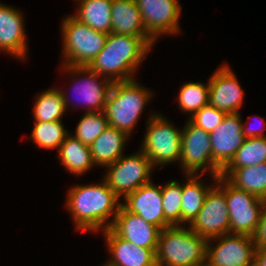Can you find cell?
Wrapping results in <instances>:
<instances>
[{
    "instance_id": "obj_1",
    "label": "cell",
    "mask_w": 266,
    "mask_h": 266,
    "mask_svg": "<svg viewBox=\"0 0 266 266\" xmlns=\"http://www.w3.org/2000/svg\"><path fill=\"white\" fill-rule=\"evenodd\" d=\"M121 199L102 178L98 183L74 184L67 190L65 210L74 229L99 234L110 228L121 206Z\"/></svg>"
},
{
    "instance_id": "obj_2",
    "label": "cell",
    "mask_w": 266,
    "mask_h": 266,
    "mask_svg": "<svg viewBox=\"0 0 266 266\" xmlns=\"http://www.w3.org/2000/svg\"><path fill=\"white\" fill-rule=\"evenodd\" d=\"M157 43L152 37L109 33L103 49L88 67L112 83L136 79L135 74Z\"/></svg>"
},
{
    "instance_id": "obj_3",
    "label": "cell",
    "mask_w": 266,
    "mask_h": 266,
    "mask_svg": "<svg viewBox=\"0 0 266 266\" xmlns=\"http://www.w3.org/2000/svg\"><path fill=\"white\" fill-rule=\"evenodd\" d=\"M150 89L140 83L138 78L113 82L103 111L109 126L132 137L138 120L154 97Z\"/></svg>"
},
{
    "instance_id": "obj_4",
    "label": "cell",
    "mask_w": 266,
    "mask_h": 266,
    "mask_svg": "<svg viewBox=\"0 0 266 266\" xmlns=\"http://www.w3.org/2000/svg\"><path fill=\"white\" fill-rule=\"evenodd\" d=\"M59 66L58 71L69 76L67 79H70V84H67L69 86L67 90L59 86L64 98L66 111L69 112L70 108L72 113L74 110L77 111V109L85 110L84 112L104 111L113 83L87 66ZM71 93L72 98L70 97ZM73 94L76 97L72 101Z\"/></svg>"
},
{
    "instance_id": "obj_5",
    "label": "cell",
    "mask_w": 266,
    "mask_h": 266,
    "mask_svg": "<svg viewBox=\"0 0 266 266\" xmlns=\"http://www.w3.org/2000/svg\"><path fill=\"white\" fill-rule=\"evenodd\" d=\"M207 240L188 226L161 230L156 250L157 266H195L206 261Z\"/></svg>"
},
{
    "instance_id": "obj_6",
    "label": "cell",
    "mask_w": 266,
    "mask_h": 266,
    "mask_svg": "<svg viewBox=\"0 0 266 266\" xmlns=\"http://www.w3.org/2000/svg\"><path fill=\"white\" fill-rule=\"evenodd\" d=\"M140 150L157 169L170 164H178L181 153L182 127L176 126L161 112L150 110ZM150 114V115H149Z\"/></svg>"
},
{
    "instance_id": "obj_7",
    "label": "cell",
    "mask_w": 266,
    "mask_h": 266,
    "mask_svg": "<svg viewBox=\"0 0 266 266\" xmlns=\"http://www.w3.org/2000/svg\"><path fill=\"white\" fill-rule=\"evenodd\" d=\"M60 24L61 63L68 66H89L103 49L108 34L92 29L71 14L62 17Z\"/></svg>"
},
{
    "instance_id": "obj_8",
    "label": "cell",
    "mask_w": 266,
    "mask_h": 266,
    "mask_svg": "<svg viewBox=\"0 0 266 266\" xmlns=\"http://www.w3.org/2000/svg\"><path fill=\"white\" fill-rule=\"evenodd\" d=\"M182 126L181 153L178 163L183 175L221 176L222 169L214 162L210 135L186 119Z\"/></svg>"
},
{
    "instance_id": "obj_9",
    "label": "cell",
    "mask_w": 266,
    "mask_h": 266,
    "mask_svg": "<svg viewBox=\"0 0 266 266\" xmlns=\"http://www.w3.org/2000/svg\"><path fill=\"white\" fill-rule=\"evenodd\" d=\"M104 169L105 174L102 178L121 200L143 184L150 182L156 170L140 149L128 155L124 154Z\"/></svg>"
},
{
    "instance_id": "obj_10",
    "label": "cell",
    "mask_w": 266,
    "mask_h": 266,
    "mask_svg": "<svg viewBox=\"0 0 266 266\" xmlns=\"http://www.w3.org/2000/svg\"><path fill=\"white\" fill-rule=\"evenodd\" d=\"M188 227L206 240L230 233L224 177L217 178L216 184L209 190L200 212Z\"/></svg>"
},
{
    "instance_id": "obj_11",
    "label": "cell",
    "mask_w": 266,
    "mask_h": 266,
    "mask_svg": "<svg viewBox=\"0 0 266 266\" xmlns=\"http://www.w3.org/2000/svg\"><path fill=\"white\" fill-rule=\"evenodd\" d=\"M255 251L253 236L224 234L207 240L206 261L212 266H253Z\"/></svg>"
},
{
    "instance_id": "obj_12",
    "label": "cell",
    "mask_w": 266,
    "mask_h": 266,
    "mask_svg": "<svg viewBox=\"0 0 266 266\" xmlns=\"http://www.w3.org/2000/svg\"><path fill=\"white\" fill-rule=\"evenodd\" d=\"M146 32L156 41L161 36L173 37L181 33L180 0H135ZM177 34V35H176Z\"/></svg>"
},
{
    "instance_id": "obj_13",
    "label": "cell",
    "mask_w": 266,
    "mask_h": 266,
    "mask_svg": "<svg viewBox=\"0 0 266 266\" xmlns=\"http://www.w3.org/2000/svg\"><path fill=\"white\" fill-rule=\"evenodd\" d=\"M225 198L230 217V234L253 236L261 218L263 199L234 187L226 179Z\"/></svg>"
},
{
    "instance_id": "obj_14",
    "label": "cell",
    "mask_w": 266,
    "mask_h": 266,
    "mask_svg": "<svg viewBox=\"0 0 266 266\" xmlns=\"http://www.w3.org/2000/svg\"><path fill=\"white\" fill-rule=\"evenodd\" d=\"M209 105L228 113H240L244 89L229 64L221 63L209 76Z\"/></svg>"
},
{
    "instance_id": "obj_15",
    "label": "cell",
    "mask_w": 266,
    "mask_h": 266,
    "mask_svg": "<svg viewBox=\"0 0 266 266\" xmlns=\"http://www.w3.org/2000/svg\"><path fill=\"white\" fill-rule=\"evenodd\" d=\"M24 16L23 10L0 1V53L23 63L30 53Z\"/></svg>"
},
{
    "instance_id": "obj_16",
    "label": "cell",
    "mask_w": 266,
    "mask_h": 266,
    "mask_svg": "<svg viewBox=\"0 0 266 266\" xmlns=\"http://www.w3.org/2000/svg\"><path fill=\"white\" fill-rule=\"evenodd\" d=\"M242 119L241 112L228 113L209 133L213 160L222 170L230 163L246 139Z\"/></svg>"
},
{
    "instance_id": "obj_17",
    "label": "cell",
    "mask_w": 266,
    "mask_h": 266,
    "mask_svg": "<svg viewBox=\"0 0 266 266\" xmlns=\"http://www.w3.org/2000/svg\"><path fill=\"white\" fill-rule=\"evenodd\" d=\"M121 205L130 213L140 216L161 230L172 226L164 218L161 184H155L153 179L128 194L122 200Z\"/></svg>"
},
{
    "instance_id": "obj_18",
    "label": "cell",
    "mask_w": 266,
    "mask_h": 266,
    "mask_svg": "<svg viewBox=\"0 0 266 266\" xmlns=\"http://www.w3.org/2000/svg\"><path fill=\"white\" fill-rule=\"evenodd\" d=\"M109 257L107 266H157V248H143L117 236L110 228L101 231Z\"/></svg>"
},
{
    "instance_id": "obj_19",
    "label": "cell",
    "mask_w": 266,
    "mask_h": 266,
    "mask_svg": "<svg viewBox=\"0 0 266 266\" xmlns=\"http://www.w3.org/2000/svg\"><path fill=\"white\" fill-rule=\"evenodd\" d=\"M110 229L119 237L143 248H157L161 229L140 216L130 213L122 205Z\"/></svg>"
},
{
    "instance_id": "obj_20",
    "label": "cell",
    "mask_w": 266,
    "mask_h": 266,
    "mask_svg": "<svg viewBox=\"0 0 266 266\" xmlns=\"http://www.w3.org/2000/svg\"><path fill=\"white\" fill-rule=\"evenodd\" d=\"M203 175L185 174L182 183L181 225L189 226L200 212L209 190L216 184L217 178L210 175L206 182ZM213 181V182H212Z\"/></svg>"
},
{
    "instance_id": "obj_21",
    "label": "cell",
    "mask_w": 266,
    "mask_h": 266,
    "mask_svg": "<svg viewBox=\"0 0 266 266\" xmlns=\"http://www.w3.org/2000/svg\"><path fill=\"white\" fill-rule=\"evenodd\" d=\"M129 140L126 133L109 126L90 145L94 165L102 169L117 161L124 155Z\"/></svg>"
},
{
    "instance_id": "obj_22",
    "label": "cell",
    "mask_w": 266,
    "mask_h": 266,
    "mask_svg": "<svg viewBox=\"0 0 266 266\" xmlns=\"http://www.w3.org/2000/svg\"><path fill=\"white\" fill-rule=\"evenodd\" d=\"M56 155L63 169L74 177H81L95 168L90 146L83 144L70 133L60 145Z\"/></svg>"
},
{
    "instance_id": "obj_23",
    "label": "cell",
    "mask_w": 266,
    "mask_h": 266,
    "mask_svg": "<svg viewBox=\"0 0 266 266\" xmlns=\"http://www.w3.org/2000/svg\"><path fill=\"white\" fill-rule=\"evenodd\" d=\"M112 33L134 37H151L145 30L135 0H112Z\"/></svg>"
},
{
    "instance_id": "obj_24",
    "label": "cell",
    "mask_w": 266,
    "mask_h": 266,
    "mask_svg": "<svg viewBox=\"0 0 266 266\" xmlns=\"http://www.w3.org/2000/svg\"><path fill=\"white\" fill-rule=\"evenodd\" d=\"M221 176L234 187L266 199V162L241 168H224Z\"/></svg>"
},
{
    "instance_id": "obj_25",
    "label": "cell",
    "mask_w": 266,
    "mask_h": 266,
    "mask_svg": "<svg viewBox=\"0 0 266 266\" xmlns=\"http://www.w3.org/2000/svg\"><path fill=\"white\" fill-rule=\"evenodd\" d=\"M76 12L71 14L92 29L106 34L112 33V0H74Z\"/></svg>"
},
{
    "instance_id": "obj_26",
    "label": "cell",
    "mask_w": 266,
    "mask_h": 266,
    "mask_svg": "<svg viewBox=\"0 0 266 266\" xmlns=\"http://www.w3.org/2000/svg\"><path fill=\"white\" fill-rule=\"evenodd\" d=\"M33 99L35 101L31 111L34 122H52L66 117L64 98L56 85L37 93Z\"/></svg>"
},
{
    "instance_id": "obj_27",
    "label": "cell",
    "mask_w": 266,
    "mask_h": 266,
    "mask_svg": "<svg viewBox=\"0 0 266 266\" xmlns=\"http://www.w3.org/2000/svg\"><path fill=\"white\" fill-rule=\"evenodd\" d=\"M176 98V105L181 111L179 113L188 114L187 119H190L209 103V79H207L206 83L200 80L184 82L180 86V91L177 93Z\"/></svg>"
},
{
    "instance_id": "obj_28",
    "label": "cell",
    "mask_w": 266,
    "mask_h": 266,
    "mask_svg": "<svg viewBox=\"0 0 266 266\" xmlns=\"http://www.w3.org/2000/svg\"><path fill=\"white\" fill-rule=\"evenodd\" d=\"M33 129L29 135L30 142L36 144L38 149L58 151L60 145L70 133L63 120L52 122H34Z\"/></svg>"
},
{
    "instance_id": "obj_29",
    "label": "cell",
    "mask_w": 266,
    "mask_h": 266,
    "mask_svg": "<svg viewBox=\"0 0 266 266\" xmlns=\"http://www.w3.org/2000/svg\"><path fill=\"white\" fill-rule=\"evenodd\" d=\"M266 162V137L246 138L225 168H241Z\"/></svg>"
},
{
    "instance_id": "obj_30",
    "label": "cell",
    "mask_w": 266,
    "mask_h": 266,
    "mask_svg": "<svg viewBox=\"0 0 266 266\" xmlns=\"http://www.w3.org/2000/svg\"><path fill=\"white\" fill-rule=\"evenodd\" d=\"M109 127L108 120L103 111L84 112L72 134L83 144L90 146L94 140Z\"/></svg>"
},
{
    "instance_id": "obj_31",
    "label": "cell",
    "mask_w": 266,
    "mask_h": 266,
    "mask_svg": "<svg viewBox=\"0 0 266 266\" xmlns=\"http://www.w3.org/2000/svg\"><path fill=\"white\" fill-rule=\"evenodd\" d=\"M176 180L161 184L164 218L172 226L181 225L182 181Z\"/></svg>"
},
{
    "instance_id": "obj_32",
    "label": "cell",
    "mask_w": 266,
    "mask_h": 266,
    "mask_svg": "<svg viewBox=\"0 0 266 266\" xmlns=\"http://www.w3.org/2000/svg\"><path fill=\"white\" fill-rule=\"evenodd\" d=\"M225 115V112L208 104L196 112L189 120L205 132L211 133L223 121Z\"/></svg>"
},
{
    "instance_id": "obj_33",
    "label": "cell",
    "mask_w": 266,
    "mask_h": 266,
    "mask_svg": "<svg viewBox=\"0 0 266 266\" xmlns=\"http://www.w3.org/2000/svg\"><path fill=\"white\" fill-rule=\"evenodd\" d=\"M249 117L250 118L247 119L246 121L243 120V134H244V136L246 138L266 137V133H264V130L266 128L265 119L262 116H260V115L259 116L254 115L252 120H254V117H255L254 121L256 122V120H257V122H259V123H257V126L256 125L253 126L254 122H253L252 125H250V121H251L252 115L249 116Z\"/></svg>"
},
{
    "instance_id": "obj_34",
    "label": "cell",
    "mask_w": 266,
    "mask_h": 266,
    "mask_svg": "<svg viewBox=\"0 0 266 266\" xmlns=\"http://www.w3.org/2000/svg\"><path fill=\"white\" fill-rule=\"evenodd\" d=\"M253 240L256 248H262L266 245V199H263L261 218L253 235Z\"/></svg>"
},
{
    "instance_id": "obj_35",
    "label": "cell",
    "mask_w": 266,
    "mask_h": 266,
    "mask_svg": "<svg viewBox=\"0 0 266 266\" xmlns=\"http://www.w3.org/2000/svg\"><path fill=\"white\" fill-rule=\"evenodd\" d=\"M253 266H266V251L263 248H256Z\"/></svg>"
},
{
    "instance_id": "obj_36",
    "label": "cell",
    "mask_w": 266,
    "mask_h": 266,
    "mask_svg": "<svg viewBox=\"0 0 266 266\" xmlns=\"http://www.w3.org/2000/svg\"><path fill=\"white\" fill-rule=\"evenodd\" d=\"M195 266H212V265H210L207 261H205V262L198 264V265H195Z\"/></svg>"
}]
</instances>
